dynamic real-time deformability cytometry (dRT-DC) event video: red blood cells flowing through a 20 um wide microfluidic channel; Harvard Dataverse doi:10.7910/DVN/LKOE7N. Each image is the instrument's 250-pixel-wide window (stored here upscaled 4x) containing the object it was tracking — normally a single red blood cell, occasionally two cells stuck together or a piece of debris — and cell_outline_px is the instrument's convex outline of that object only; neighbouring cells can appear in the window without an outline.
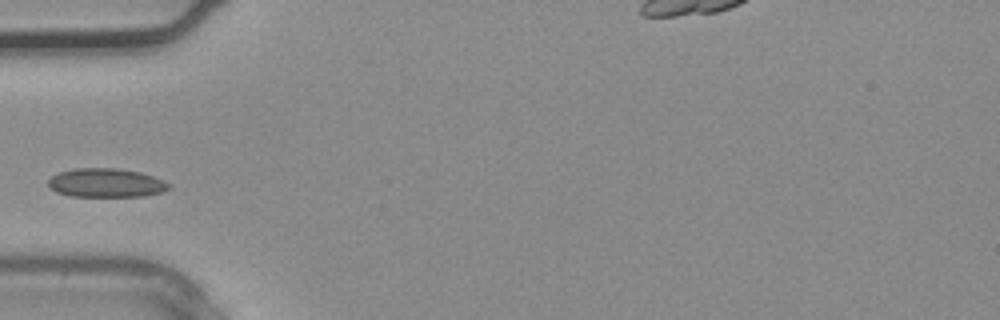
{"species": "common noctule bat (a hibernating species)", "species_latin": "Nyctalus noctula", "temperature_condition": "warm", "stored_images_in_passage": 1, "camera_frame_rate_fps": 3000, "um_per_image_px": 0.085, "animal": {"sex": "male", "body_mass_g": 20.4}, "frame": {"image": 1, "passage_image": 1, "time_ms": 0.0, "image_size_px": [1000, 320], "cell_outline_px": [[172, 184], [164, 192], [144, 196], [72, 196], [56, 192], [48, 188], [48, 180], [56, 172], [72, 168], [116, 168], [140, 172], [164, 180]], "centroid_in_image_um": [8.99, 15.54], "position_along_channel_um": 76.0, "area_um2": 20.52}}